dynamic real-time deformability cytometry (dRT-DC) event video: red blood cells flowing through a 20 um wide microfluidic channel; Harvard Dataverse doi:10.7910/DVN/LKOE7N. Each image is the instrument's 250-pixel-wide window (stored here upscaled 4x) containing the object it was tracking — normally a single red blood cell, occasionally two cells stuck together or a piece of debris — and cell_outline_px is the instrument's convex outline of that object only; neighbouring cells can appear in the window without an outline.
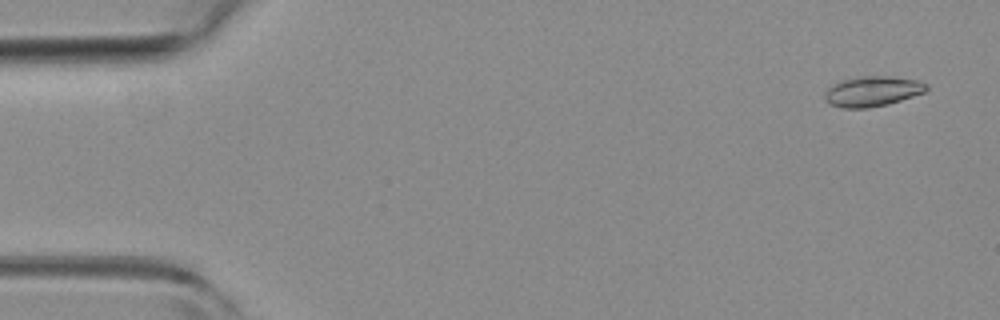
{"species": "common noctule bat (a hibernating species)", "species_latin": "Nyctalus noctula", "temperature_condition": "room temperature", "stored_images_in_passage": 7, "camera_frame_rate_fps": 3000, "um_per_image_px": 0.085, "animal": {"sex": "female", "body_mass_g": 19.3, "forearm_length_mm": 54.1}, "frame": {"image": 1, "passage_image": 1, "time_ms": 0.0, "image_size_px": [1000, 320], "cell_outline_px": [[928, 88], [924, 92], [888, 104], [868, 108], [844, 108], [828, 104], [824, 100], [824, 96], [828, 88], [840, 80], [860, 76], [892, 76], [916, 80], [928, 84]], "centroid_in_image_um": [74.13, 7.76], "position_along_channel_um": 10.9, "area_um2": 17.92}}
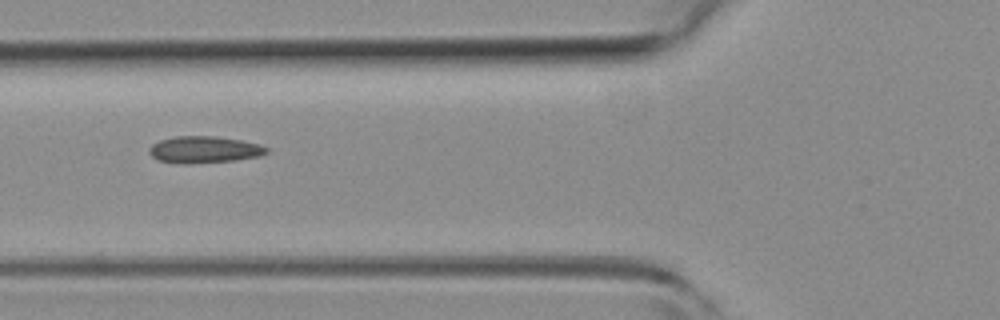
{"frame": {"image": 2, "passage_image": 6, "time_ms": 1.667, "image_size_px": [1000, 320], "cell_outline_px": [[268, 152], [260, 156], [236, 160], [188, 164], [184, 164], [160, 160], [152, 156], [148, 152], [148, 148], [152, 144], [160, 140], [176, 136], [216, 136], [240, 140], [260, 144], [268, 148]], "centroid_in_image_um": [17.36, 12.71], "position_along_channel_um": 108.4, "area_um2": 18.32}}
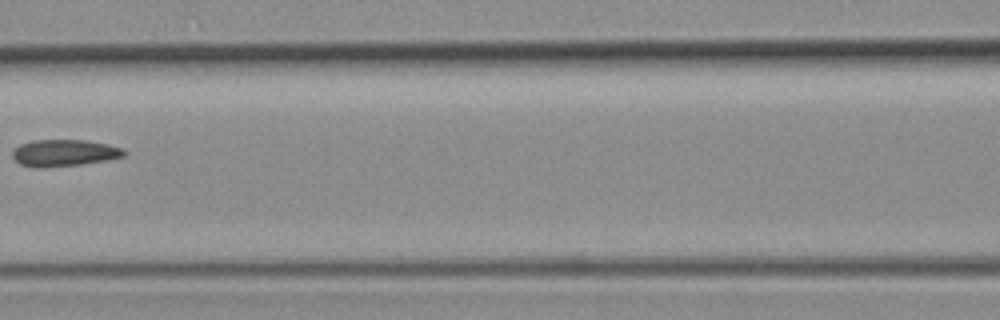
{"frame": {"image": 3, "passage_image": 7, "time_ms": 2.0, "image_size_px": [1000, 320], "cell_outline_px": [[128, 152], [124, 156], [108, 160], [80, 164], [44, 168], [36, 168], [20, 164], [12, 156], [12, 152], [20, 144], [32, 140], [84, 140], [108, 144], [124, 148]], "centroid_in_image_um": [5.48, 13.0], "position_along_channel_um": 161.1, "area_um2": 17.51}}